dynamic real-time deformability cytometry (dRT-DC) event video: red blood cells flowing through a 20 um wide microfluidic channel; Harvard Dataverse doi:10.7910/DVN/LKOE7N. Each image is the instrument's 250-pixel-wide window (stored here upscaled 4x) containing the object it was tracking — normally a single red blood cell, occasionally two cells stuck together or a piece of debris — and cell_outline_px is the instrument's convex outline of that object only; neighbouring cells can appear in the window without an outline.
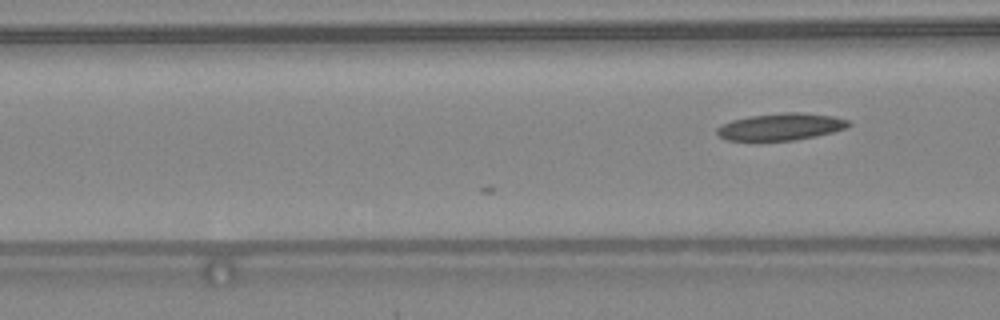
{"species": "common noctule bat (a hibernating species)", "species_latin": "Nyctalus noctula", "temperature_condition": "warm", "stored_images_in_passage": 3, "camera_frame_rate_fps": 3000, "um_per_image_px": 0.085, "animal": {"sex": "female", "body_mass_g": 24.6, "forearm_length_mm": 56.2}, "frame": {"image": 1, "passage_image": 3, "time_ms": 0.667, "image_size_px": [1000, 320], "cell_outline_px": [[852, 124], [848, 128], [816, 136], [796, 140], [756, 144], [728, 140], [720, 136], [716, 132], [716, 128], [720, 124], [732, 120], [748, 116], [784, 112], [800, 112], [832, 116], [848, 120]], "centroid_in_image_um": [66.3, 10.82], "position_along_channel_um": 100.3, "area_um2": 21.73}}